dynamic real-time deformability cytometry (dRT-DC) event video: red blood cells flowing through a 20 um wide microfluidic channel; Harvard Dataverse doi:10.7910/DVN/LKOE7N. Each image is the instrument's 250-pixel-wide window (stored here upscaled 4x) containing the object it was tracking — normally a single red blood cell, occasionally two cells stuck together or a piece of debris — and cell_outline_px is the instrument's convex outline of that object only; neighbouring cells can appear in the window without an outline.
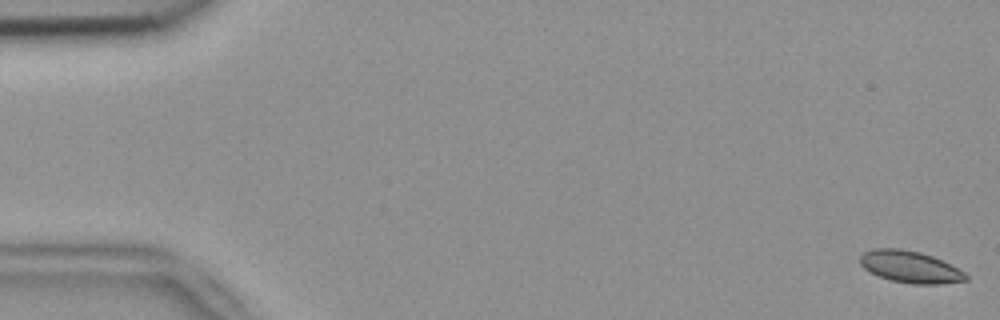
{"species": "common noctule bat (a hibernating species)", "species_latin": "Nyctalus noctula", "temperature_condition": "room temperature", "stored_images_in_passage": 54, "camera_frame_rate_fps": 3000, "um_per_image_px": 0.085, "animal": {"sex": "female", "body_mass_g": 18.4}, "frame": {"image": 1, "passage_image": 1, "time_ms": 0.0, "image_size_px": [1000, 320], "cell_outline_px": [[968, 280], [940, 284], [912, 284], [892, 280], [880, 276], [864, 268], [860, 264], [860, 256], [864, 252], [872, 248], [900, 248], [920, 252], [932, 256], [964, 272], [968, 276]], "centroid_in_image_um": [77.35, 22.68], "position_along_channel_um": 7.7, "area_um2": 19.42}}
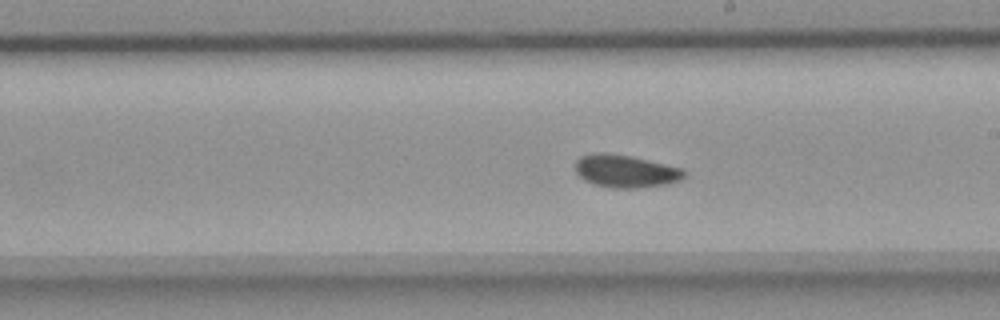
{"frame": {"image": 2, "passage_image": 31, "time_ms": 10.0, "image_size_px": [1000, 320], "cell_outline_px": [[688, 176], [680, 180], [668, 184], [636, 188], [612, 188], [592, 184], [584, 180], [576, 172], [576, 160], [580, 156], [592, 152], [608, 152], [632, 156], [680, 168]], "centroid_in_image_um": [53.14, 14.54], "position_along_channel_um": 235.9, "area_um2": 20.92}}
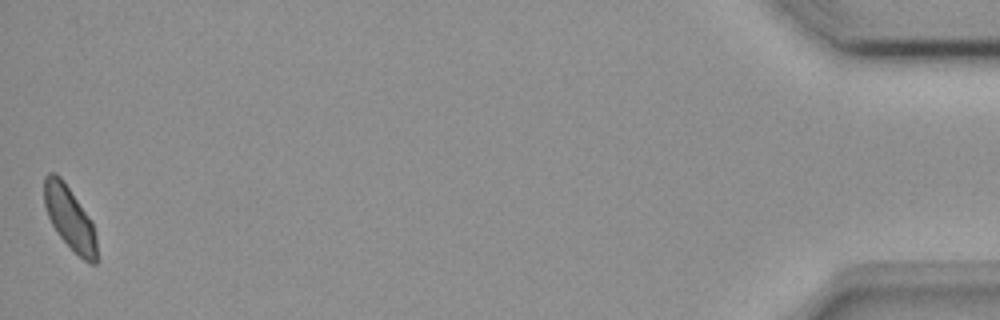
{"frame": {"image": 3, "passage_image": 54, "time_ms": 17.667, "image_size_px": [1000, 320], "cell_outline_px": [[96, 264], [88, 264], [56, 232], [48, 216], [44, 204], [44, 176], [48, 172], [56, 172], [60, 176], [92, 224], [96, 236]], "centroid_in_image_um": [5.88, 18.52], "position_along_channel_um": 429.3, "area_um2": 18.73}, "authors_computed_cell_mechanics": {"area_um2": 20.1433, "velocity_mm_per_s": 3.7521, "shape_relaxation_time_tau1_ms": 4.6362, "shape_relaxation_time_tau2_ms": 1.948, "deformation_change_tau1": 0.077, "deformation_change_tau2": 0.0586}}